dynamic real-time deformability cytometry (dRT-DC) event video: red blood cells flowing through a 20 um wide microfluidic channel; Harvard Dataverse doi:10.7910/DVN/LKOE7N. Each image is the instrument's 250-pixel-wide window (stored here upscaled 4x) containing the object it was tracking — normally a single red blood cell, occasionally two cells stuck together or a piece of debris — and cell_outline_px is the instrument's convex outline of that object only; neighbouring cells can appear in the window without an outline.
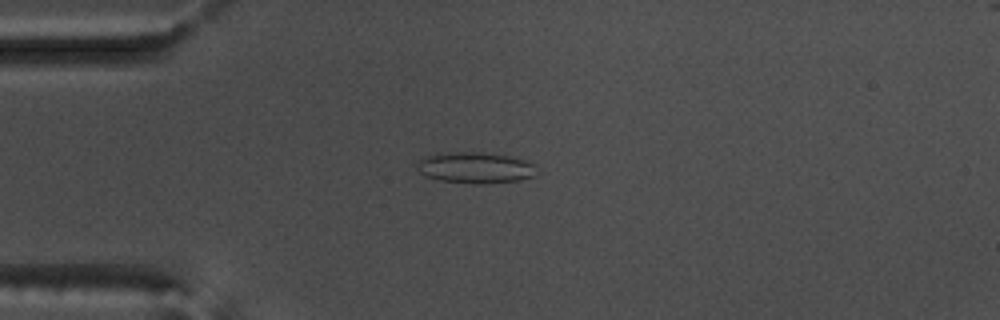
{"species": "common noctule bat (a hibernating species)", "species_latin": "Nyctalus noctula", "temperature_condition": "warm", "stored_images_in_passage": 56, "camera_frame_rate_fps": 3000, "um_per_image_px": 0.085, "animal": {"sex": "male", "body_mass_g": 17.5, "forearm_length_mm": 52.3}, "frame": {"image": 1, "passage_image": 15, "time_ms": 4.667, "image_size_px": [1000, 320], "cell_outline_px": [[536, 176], [520, 180], [480, 184], [472, 184], [440, 180], [428, 176], [420, 172], [416, 168], [416, 164], [420, 160], [436, 152], [480, 152], [508, 156], [524, 160], [532, 164]], "centroid_in_image_um": [40.36, 14.25], "position_along_channel_um": 44.6, "area_um2": 21.56}}
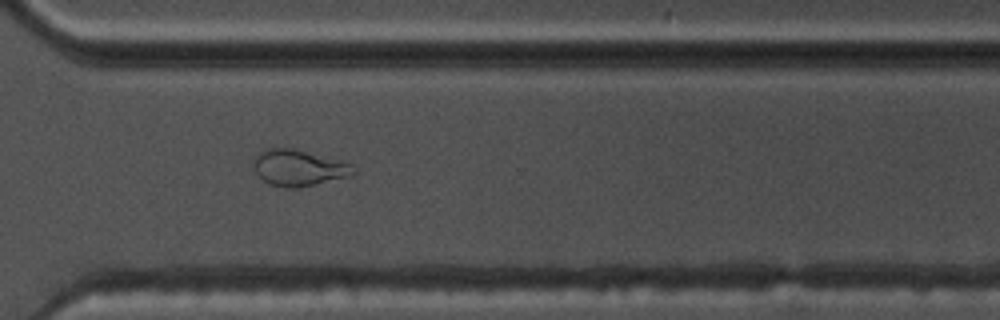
{"frame": {"image": 2, "passage_image": 41, "time_ms": 13.333, "image_size_px": [1000, 320], "cell_outline_px": [[356, 172], [352, 176], [296, 188], [284, 188], [268, 184], [256, 172], [256, 156], [264, 148], [296, 148], [352, 164]], "centroid_in_image_um": [25.42, 14.26], "position_along_channel_um": 345.2, "area_um2": 20.92}}
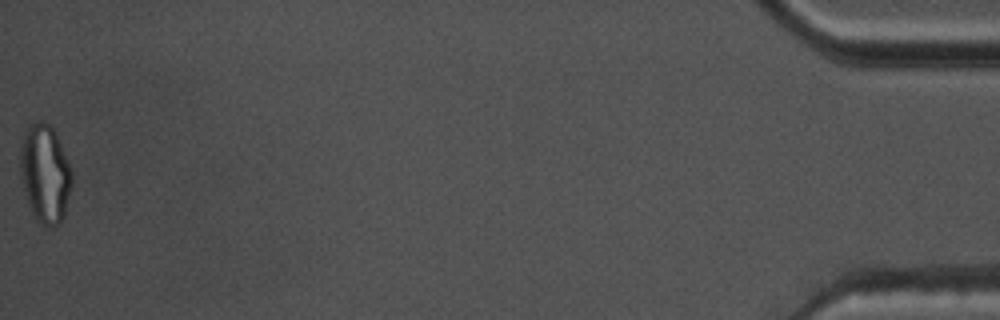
{"frame": {"image": 3, "passage_image": 56, "time_ms": 18.333, "image_size_px": [1000, 320], "cell_outline_px": [[72, 184], [64, 216], [60, 224], [52, 228], [44, 228], [36, 220], [28, 204], [24, 192], [20, 176], [20, 148], [24, 132], [36, 120], [40, 120], [48, 124], [56, 132], [72, 172]], "centroid_in_image_um": [3.82, 14.81], "position_along_channel_um": 431.4, "area_um2": 29.94}, "authors_computed_cell_mechanics": {"area_um2": 21.7906, "velocity_mm_per_s": 3.6964, "shape_relaxation_time_tau1_ms": null, "shape_relaxation_time_tau2_ms": 1.6066, "deformation_change_tau1": null, "deformation_change_tau2": 0.0971}}